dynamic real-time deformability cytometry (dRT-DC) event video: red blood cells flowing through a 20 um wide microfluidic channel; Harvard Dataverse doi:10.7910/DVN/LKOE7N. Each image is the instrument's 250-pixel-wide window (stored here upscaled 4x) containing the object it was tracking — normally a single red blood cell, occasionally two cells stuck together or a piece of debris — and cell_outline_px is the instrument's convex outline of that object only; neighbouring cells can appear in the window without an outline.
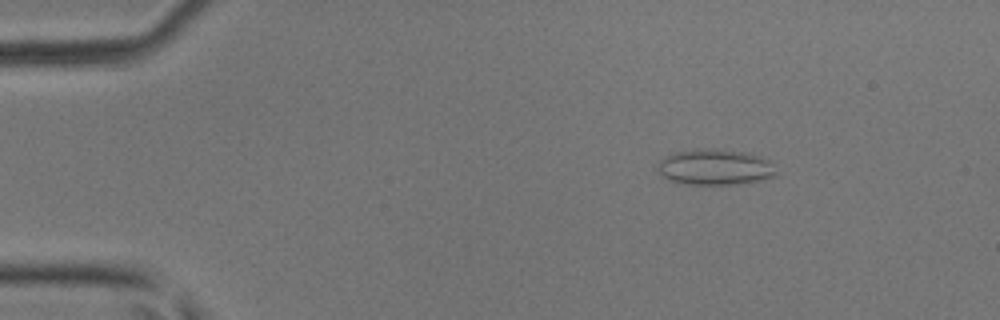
{"species": "common noctule bat (a hibernating species)", "species_latin": "Nyctalus noctula", "temperature_condition": "room temperature", "stored_images_in_passage": 3, "camera_frame_rate_fps": 3000, "um_per_image_px": 0.085, "animal": {"sex": "male", "body_mass_g": 17.9, "forearm_length_mm": 54.2}, "frame": {"image": 1, "passage_image": 1, "time_ms": 0.0, "image_size_px": [1000, 320], "cell_outline_px": [[776, 176], [760, 180], [732, 184], [684, 184], [668, 180], [656, 168], [656, 164], [664, 156], [676, 152], [700, 148], [716, 148], [744, 152], [768, 160], [772, 164], [776, 172]], "centroid_in_image_um": [60.72, 14.2], "position_along_channel_um": 24.3, "area_um2": 24.68}}